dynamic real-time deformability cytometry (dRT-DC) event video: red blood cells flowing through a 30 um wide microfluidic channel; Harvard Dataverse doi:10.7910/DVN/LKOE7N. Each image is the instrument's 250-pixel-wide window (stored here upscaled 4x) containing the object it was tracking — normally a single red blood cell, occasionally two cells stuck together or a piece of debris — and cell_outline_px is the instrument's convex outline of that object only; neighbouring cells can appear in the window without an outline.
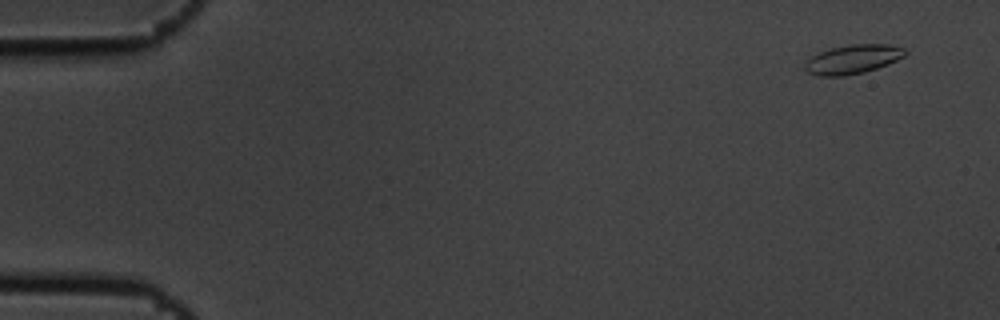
{"species": "common noctule bat (a hibernating species)", "species_latin": "Nyctalus noctula", "temperature_condition": "cold", "stored_images_in_passage": 6, "camera_frame_rate_fps": 3000, "um_per_image_px": 0.085, "animal": {"sex": "male", "body_mass_g": 19.5, "forearm_length_mm": 54.6}, "frame": {"image": 1, "passage_image": 1, "time_ms": 0.0, "image_size_px": [1000, 320], "cell_outline_px": [[908, 52], [904, 56], [888, 64], [864, 72], [844, 76], [816, 76], [808, 72], [804, 68], [804, 64], [812, 56], [820, 52], [832, 48], [852, 44], [888, 44], [904, 48]], "centroid_in_image_um": [72.49, 5.04], "position_along_channel_um": 12.5, "area_um2": 16.88}}